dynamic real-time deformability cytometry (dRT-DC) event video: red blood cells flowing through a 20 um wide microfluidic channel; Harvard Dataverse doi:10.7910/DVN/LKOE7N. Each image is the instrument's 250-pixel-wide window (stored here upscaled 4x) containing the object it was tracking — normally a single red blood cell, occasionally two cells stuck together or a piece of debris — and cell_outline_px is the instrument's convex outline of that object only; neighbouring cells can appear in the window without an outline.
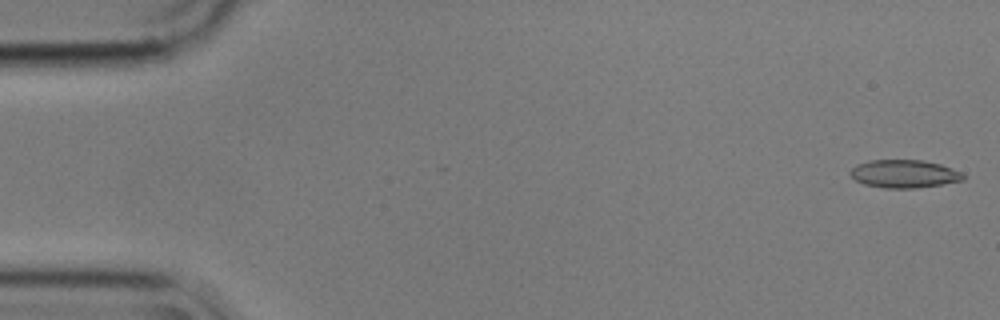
{"species": "common noctule bat (a hibernating species)", "species_latin": "Nyctalus noctula", "temperature_condition": "cold", "stored_images_in_passage": 55, "camera_frame_rate_fps": 3000, "um_per_image_px": 0.085, "animal": {"sex": "male", "body_mass_g": 17.9}, "frame": {"image": 1, "passage_image": 1, "time_ms": 0.0, "image_size_px": [1000, 320], "cell_outline_px": [[964, 180], [916, 188], [884, 188], [864, 184], [856, 180], [848, 172], [856, 164], [868, 160], [920, 160], [940, 164], [964, 172]], "centroid_in_image_um": [76.85, 14.77], "position_along_channel_um": 8.2, "area_um2": 18.44}}
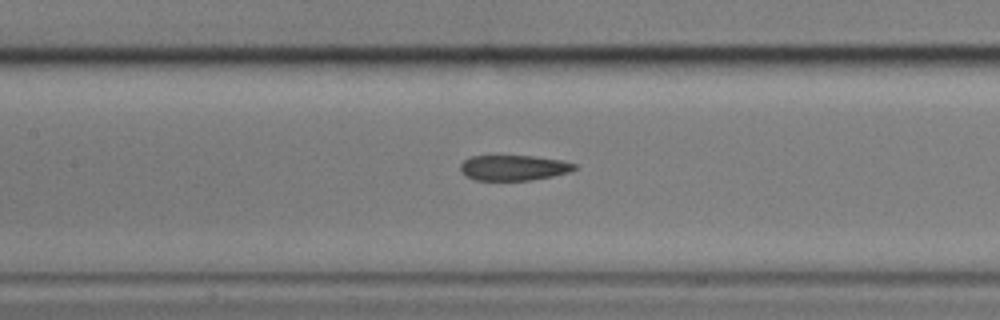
{"frame": {"image": 2, "passage_image": 25, "time_ms": 8.0, "image_size_px": [1000, 320], "cell_outline_px": [[576, 168], [572, 172], [532, 180], [476, 180], [464, 176], [460, 172], [460, 164], [468, 156], [532, 156], [560, 160], [576, 164]], "centroid_in_image_um": [43.63, 14.26], "position_along_channel_um": 163.8, "area_um2": 16.99}}
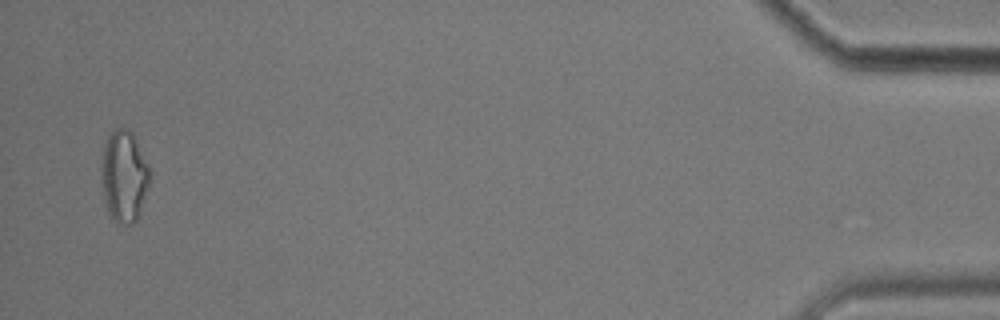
{"frame": {"image": 3, "passage_image": 54, "time_ms": 17.667, "image_size_px": [1000, 320], "cell_outline_px": [[152, 172], [136, 220], [132, 224], [120, 224], [112, 220], [108, 212], [104, 200], [100, 168], [104, 144], [108, 136], [116, 128], [128, 128], [132, 132]], "centroid_in_image_um": [10.52, 14.96], "position_along_channel_um": 424.7, "area_um2": 25.84}, "authors_computed_cell_mechanics": {"area_um2": 18.496, "velocity_mm_per_s": 3.5705, "shape_relaxation_time_tau1_ms": null, "shape_relaxation_time_tau2_ms": 3.4236, "deformation_change_tau1": null, "deformation_change_tau2": 0.0937}}